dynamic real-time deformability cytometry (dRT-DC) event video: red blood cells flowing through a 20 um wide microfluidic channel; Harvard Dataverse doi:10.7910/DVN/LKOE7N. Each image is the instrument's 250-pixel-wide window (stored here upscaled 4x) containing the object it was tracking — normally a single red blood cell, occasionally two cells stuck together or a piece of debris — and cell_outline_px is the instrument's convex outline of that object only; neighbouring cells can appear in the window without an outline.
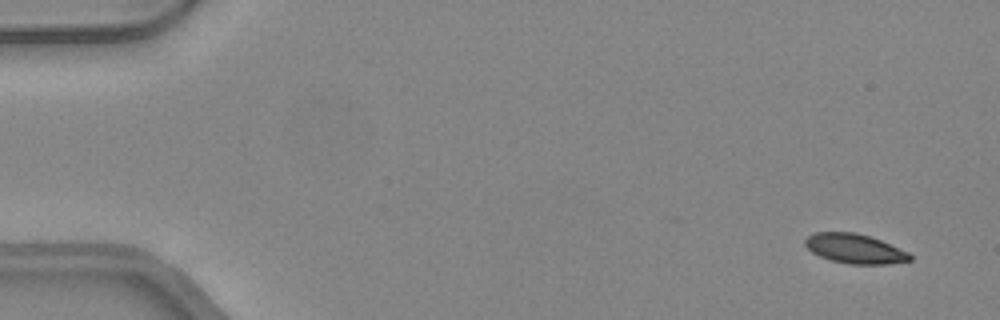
{"species": "common noctule bat (a hibernating species)", "species_latin": "Nyctalus noctula", "temperature_condition": "warm", "stored_images_in_passage": 49, "camera_frame_rate_fps": 3000, "um_per_image_px": 0.085, "animal": {"sex": "female", "body_mass_g": 24.6, "forearm_length_mm": 56.2}, "frame": {"image": 1, "passage_image": 3, "time_ms": 0.667, "image_size_px": [1000, 320], "cell_outline_px": [[912, 260], [888, 264], [848, 264], [832, 260], [820, 256], [812, 252], [804, 244], [804, 240], [812, 232], [856, 232], [880, 240], [908, 252], [912, 256]], "centroid_in_image_um": [72.64, 21.13], "position_along_channel_um": 12.4, "area_um2": 17.98}}
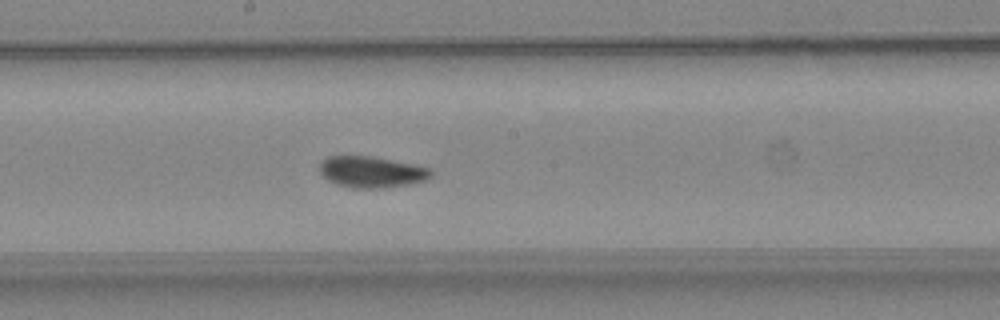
{"frame": {"image": 2, "passage_image": 27, "time_ms": 8.667, "image_size_px": [1000, 320], "cell_outline_px": [[432, 176], [424, 180], [408, 184], [384, 188], [352, 188], [336, 184], [328, 180], [320, 172], [320, 164], [328, 156], [368, 156], [412, 164], [428, 168], [432, 172]], "centroid_in_image_um": [31.55, 14.63], "position_along_channel_um": 216.6, "area_um2": 19.94}}
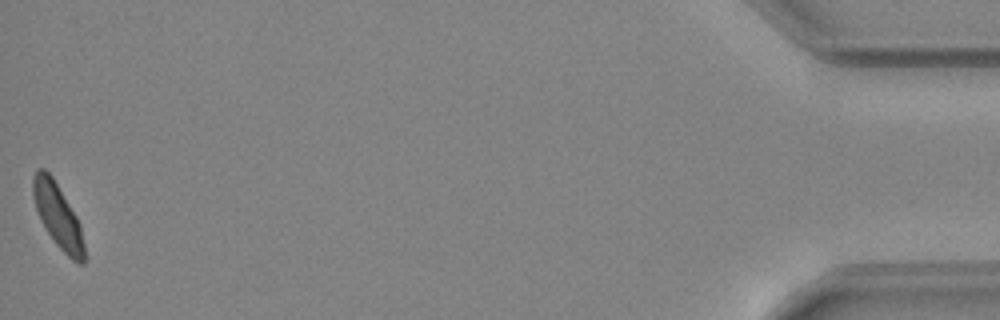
{"frame": {"image": 3, "passage_image": 49, "time_ms": 16.0, "image_size_px": [1000, 320], "cell_outline_px": [[84, 264], [80, 264], [72, 260], [56, 244], [40, 220], [36, 208], [32, 192], [32, 176], [36, 168], [44, 168], [52, 176], [76, 216], [80, 224], [84, 244]], "centroid_in_image_um": [4.9, 18.32], "position_along_channel_um": 430.3, "area_um2": 18.96}, "authors_computed_cell_mechanics": {"area_um2": 19.5942, "velocity_mm_per_s": 4.2548, "shape_relaxation_time_tau1_ms": 4.9516, "shape_relaxation_time_tau2_ms": 1.5074, "deformation_change_tau1": 0.1212, "deformation_change_tau2": 0.0636}}